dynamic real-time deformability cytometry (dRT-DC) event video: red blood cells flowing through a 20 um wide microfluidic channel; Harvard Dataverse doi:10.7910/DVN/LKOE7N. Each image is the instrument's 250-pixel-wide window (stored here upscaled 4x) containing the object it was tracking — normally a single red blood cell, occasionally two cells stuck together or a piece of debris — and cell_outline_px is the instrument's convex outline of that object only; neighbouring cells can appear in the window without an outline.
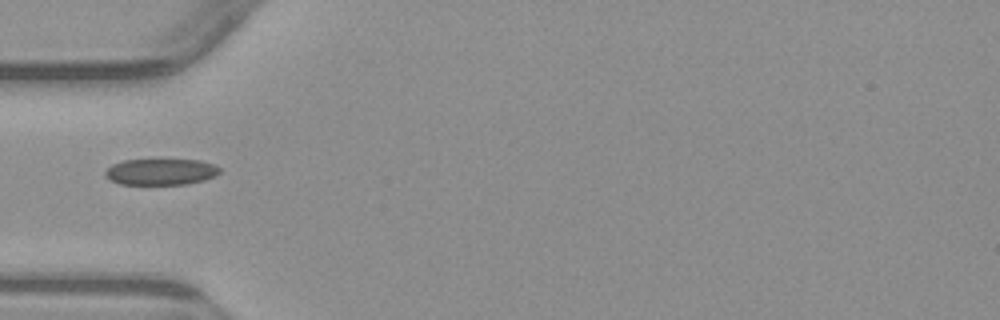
{"species": "common noctule bat (a hibernating species)", "species_latin": "Nyctalus noctula", "temperature_condition": "warm", "stored_images_in_passage": 6, "camera_frame_rate_fps": 3000, "um_per_image_px": 0.085, "animal": {"sex": "male", "body_mass_g": 23.1, "forearm_length_mm": 52.7}, "frame": {"image": 1, "passage_image": 6, "time_ms": 6.0, "image_size_px": [1000, 320], "cell_outline_px": [[220, 172], [204, 180], [184, 184], [120, 184], [104, 176], [104, 172], [112, 164], [124, 160], [200, 160], [216, 164], [220, 168]], "centroid_in_image_um": [13.67, 14.6], "position_along_channel_um": 71.3, "area_um2": 17.4}}